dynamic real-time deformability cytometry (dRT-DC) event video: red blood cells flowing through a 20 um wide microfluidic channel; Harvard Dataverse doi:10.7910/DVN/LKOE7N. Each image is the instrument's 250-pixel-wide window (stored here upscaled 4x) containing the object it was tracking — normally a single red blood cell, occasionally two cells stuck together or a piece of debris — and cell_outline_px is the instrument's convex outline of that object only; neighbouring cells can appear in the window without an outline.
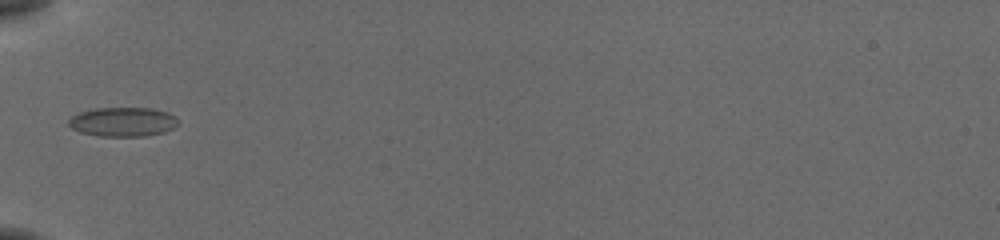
{"species": "common noctule bat (a hibernating species)", "species_latin": "Nyctalus noctula", "temperature_condition": "cold", "stored_images_in_passage": 35, "camera_frame_rate_fps": 3000, "um_per_image_px": 0.085, "animal": {"sex": "female", "body_mass_g": 19.5, "forearm_length_mm": 54.1}, "frame": {"image": 1, "passage_image": 1, "time_ms": 0.0, "image_size_px": [1000, 240], "cell_outline_px": [[180, 124], [164, 132], [144, 136], [100, 136], [80, 132], [72, 128], [68, 124], [68, 120], [72, 116], [80, 112], [96, 108], [152, 108], [168, 112], [176, 116], [180, 120]], "centroid_in_image_um": [10.49, 10.35], "position_along_channel_um": 74.5, "area_um2": 18.79}}
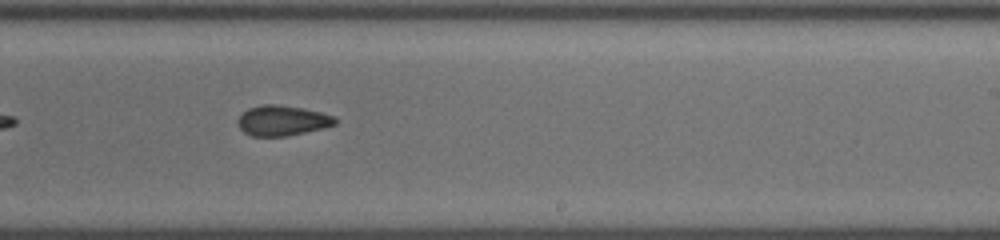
{"frame": {"image": 2, "passage_image": 16, "time_ms": 5.0, "image_size_px": [1000, 240], "cell_outline_px": [[336, 124], [324, 128], [288, 136], [252, 136], [244, 132], [240, 128], [236, 120], [248, 108], [264, 104], [276, 104], [300, 108], [320, 112], [336, 116]], "centroid_in_image_um": [24.0, 10.25], "position_along_channel_um": 265.0, "area_um2": 17.11}}
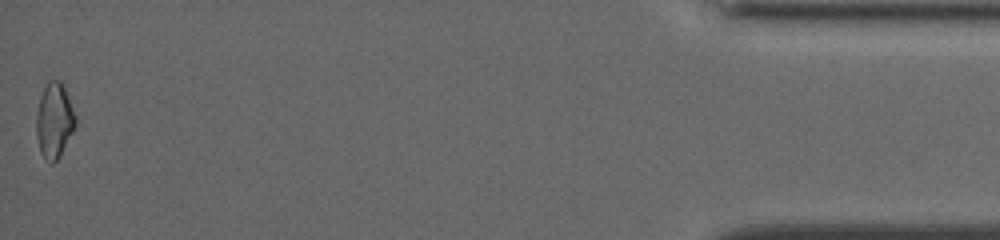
{"frame": {"image": 3, "passage_image": 35, "time_ms": 11.333, "image_size_px": [1000, 240], "cell_outline_px": [[76, 124], [60, 156], [52, 164], [40, 152], [36, 136], [36, 116], [40, 96], [48, 80], [60, 80], [64, 88], [76, 116]], "centroid_in_image_um": [4.6, 10.24], "position_along_channel_um": 430.6, "area_um2": 16.94}, "authors_computed_cell_mechanics": {"area_um2": 16.9932, "velocity_mm_per_s": 3.8371, "shape_relaxation_time_tau1_ms": null, "shape_relaxation_time_tau2_ms": 2.9487, "deformation_change_tau1": null, "deformation_change_tau2": 0.0783}}